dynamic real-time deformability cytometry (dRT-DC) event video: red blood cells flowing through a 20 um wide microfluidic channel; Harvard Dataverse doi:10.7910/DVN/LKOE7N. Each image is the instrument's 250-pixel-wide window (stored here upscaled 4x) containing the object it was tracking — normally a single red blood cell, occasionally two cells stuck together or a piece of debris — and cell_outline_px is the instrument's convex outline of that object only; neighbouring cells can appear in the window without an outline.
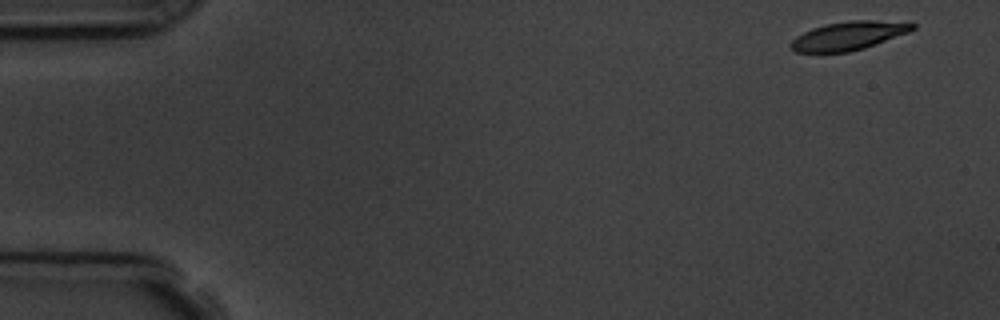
{"species": "common noctule bat (a hibernating species)", "species_latin": "Nyctalus noctula", "temperature_condition": "room temperature", "stored_images_in_passage": 6, "camera_frame_rate_fps": 3000, "um_per_image_px": 0.085, "animal": {"sex": "male", "body_mass_g": 19.5, "forearm_length_mm": 54.6}, "frame": {"image": 1, "passage_image": 1, "time_ms": 0.0, "image_size_px": [1000, 320], "cell_outline_px": [[916, 28], [908, 32], [864, 48], [848, 52], [796, 52], [788, 44], [796, 36], [812, 28], [828, 24], [848, 20], [876, 20], [916, 24]], "centroid_in_image_um": [72.1, 3.04], "position_along_channel_um": 12.9, "area_um2": 19.94}}
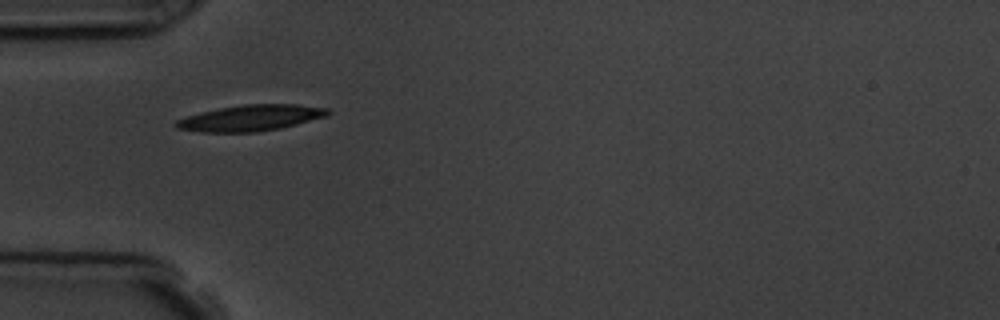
{"frame": {"image": 2, "passage_image": 5, "time_ms": 4.667, "image_size_px": [1000, 320], "cell_outline_px": [[332, 112], [328, 116], [280, 128], [256, 132], [200, 132], [176, 128], [176, 120], [200, 112], [220, 108], [244, 104], [296, 104], [328, 108]], "centroid_in_image_um": [21.35, 10.02], "position_along_channel_um": 63.7, "area_um2": 22.95}}
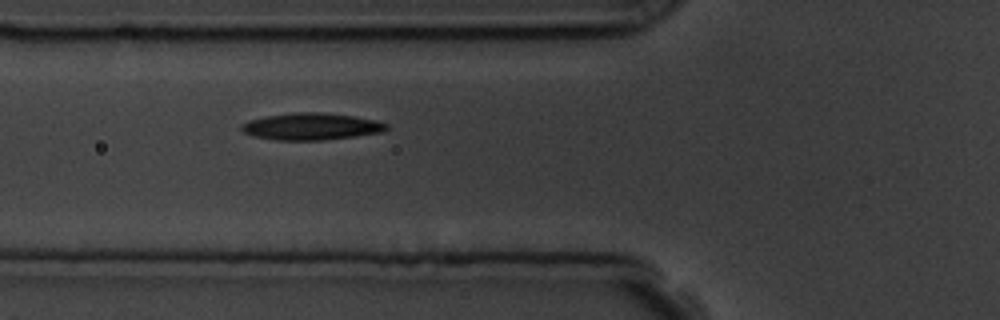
{"frame": {"image": 3, "passage_image": 6, "time_ms": 5.667, "image_size_px": [1000, 320], "cell_outline_px": [[388, 128], [380, 132], [356, 136], [324, 140], [276, 140], [252, 136], [244, 132], [240, 128], [240, 124], [248, 120], [268, 116], [296, 112], [320, 112], [352, 116], [376, 120], [388, 124]], "centroid_in_image_um": [26.43, 10.75], "position_along_channel_um": 99.4, "area_um2": 22.66}}